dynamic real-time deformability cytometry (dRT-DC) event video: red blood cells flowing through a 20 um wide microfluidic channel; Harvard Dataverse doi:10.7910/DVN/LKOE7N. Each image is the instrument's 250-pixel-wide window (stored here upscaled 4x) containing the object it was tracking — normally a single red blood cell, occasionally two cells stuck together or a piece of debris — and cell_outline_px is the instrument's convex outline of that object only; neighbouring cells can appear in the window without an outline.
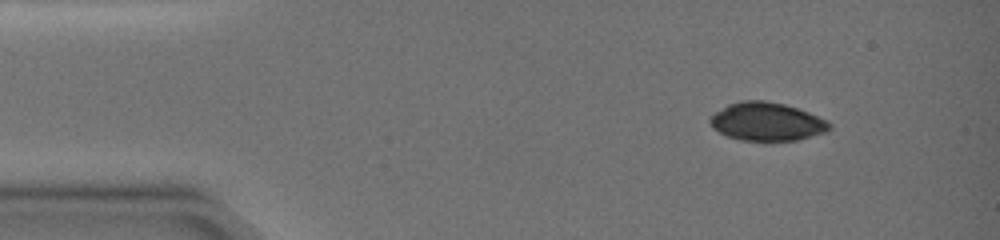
{"species": "common noctule bat (a hibernating species)", "species_latin": "Nyctalus noctula", "temperature_condition": "warm", "stored_images_in_passage": 80, "camera_frame_rate_fps": 3000, "um_per_image_px": 0.085, "animal": {"sex": "female", "body_mass_g": 19.0, "forearm_length_mm": 51.5}, "frame": {"image": 1, "passage_image": 1, "time_ms": 0.0, "image_size_px": [1000, 240], "cell_outline_px": [[832, 128], [828, 132], [796, 140], [740, 140], [728, 136], [712, 128], [708, 120], [716, 112], [728, 104], [740, 100], [764, 100], [784, 104], [808, 112], [828, 120], [832, 124]], "centroid_in_image_um": [65.21, 10.33], "position_along_channel_um": 19.8, "area_um2": 26.65}}
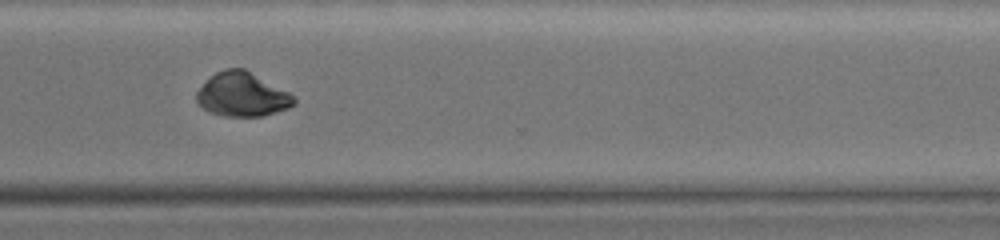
{"frame": {"image": 2, "passage_image": 65, "time_ms": 10.667, "image_size_px": [1000, 240], "cell_outline_px": [[296, 104], [288, 108], [264, 116], [224, 116], [208, 112], [196, 100], [196, 92], [216, 72], [224, 68], [244, 68], [296, 96]], "centroid_in_image_um": [20.61, 8.04], "position_along_channel_um": 350.0, "area_um2": 24.91}}
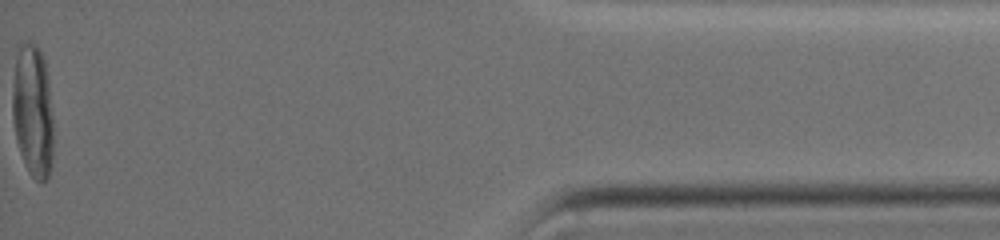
{"frame": {"image": 3, "passage_image": 79, "time_ms": 14.667, "image_size_px": [1000, 240], "cell_outline_px": [[52, 156], [48, 176], [40, 184], [28, 172], [20, 152], [16, 140], [12, 120], [12, 92], [16, 56], [20, 44], [28, 40], [36, 44], [44, 60], [48, 80], [52, 116]], "centroid_in_image_um": [2.76, 9.42], "position_along_channel_um": 432.4, "area_um2": 31.67}, "authors_computed_cell_mechanics": {"area_um2": 28.5243, "velocity_mm_per_s": 3.8866, "shape_relaxation_time_tau1_ms": null, "shape_relaxation_time_tau2_ms": 3.7933, "deformation_change_tau1": null, "deformation_change_tau2": 0.0405}}